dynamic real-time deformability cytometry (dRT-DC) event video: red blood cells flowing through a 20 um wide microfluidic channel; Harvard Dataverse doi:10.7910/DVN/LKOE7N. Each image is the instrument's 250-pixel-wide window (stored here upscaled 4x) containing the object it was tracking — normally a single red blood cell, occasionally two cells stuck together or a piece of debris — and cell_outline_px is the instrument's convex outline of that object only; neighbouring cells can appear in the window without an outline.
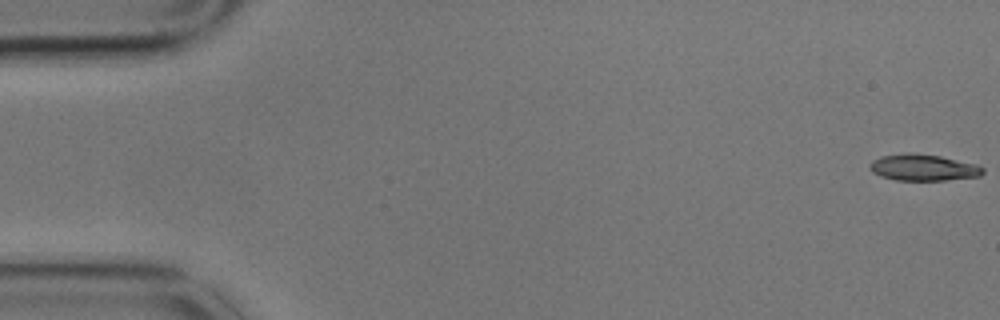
{"species": "common noctule bat (a hibernating species)", "species_latin": "Nyctalus noctula", "temperature_condition": "cold", "stored_images_in_passage": 3, "camera_frame_rate_fps": 3000, "um_per_image_px": 0.085, "animal": {"sex": "male", "body_mass_g": 17.9}, "frame": {"image": 1, "passage_image": 1, "time_ms": 0.0, "image_size_px": [1000, 320], "cell_outline_px": [[984, 172], [980, 176], [944, 180], [896, 180], [880, 176], [872, 172], [868, 168], [868, 164], [872, 160], [880, 156], [908, 152], [940, 156], [976, 164], [984, 168]], "centroid_in_image_um": [78.43, 14.23], "position_along_channel_um": 6.6, "area_um2": 17.51}}